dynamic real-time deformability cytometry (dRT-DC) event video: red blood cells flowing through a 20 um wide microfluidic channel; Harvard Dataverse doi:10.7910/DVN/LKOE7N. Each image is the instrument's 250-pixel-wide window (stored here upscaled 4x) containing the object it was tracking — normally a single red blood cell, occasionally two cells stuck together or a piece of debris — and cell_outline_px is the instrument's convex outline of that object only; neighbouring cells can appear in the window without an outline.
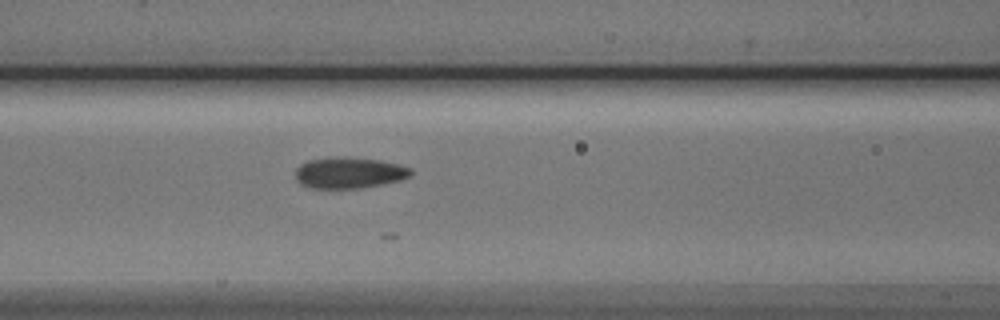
{"species": "Egyptian fruit bat (a non-hibernating species)", "species_latin": "Rousettus aegyptiacus", "temperature_condition": "cold", "stored_images_in_passage": 7, "segment_of_instrument_passage": [1, 2], "camera_frame_rate_fps": 3000, "um_per_image_px": 0.085, "animal": {"sex": "male"}, "frame": {"image": 1, "passage_image": 6, "time_ms": 6.667, "image_size_px": [1000, 320], "cell_outline_px": [[412, 176], [400, 180], [364, 188], [308, 188], [300, 184], [296, 180], [296, 168], [300, 164], [308, 160], [332, 156], [380, 160], [412, 168]], "centroid_in_image_um": [29.66, 14.69], "position_along_channel_um": 136.9, "area_um2": 21.1}}